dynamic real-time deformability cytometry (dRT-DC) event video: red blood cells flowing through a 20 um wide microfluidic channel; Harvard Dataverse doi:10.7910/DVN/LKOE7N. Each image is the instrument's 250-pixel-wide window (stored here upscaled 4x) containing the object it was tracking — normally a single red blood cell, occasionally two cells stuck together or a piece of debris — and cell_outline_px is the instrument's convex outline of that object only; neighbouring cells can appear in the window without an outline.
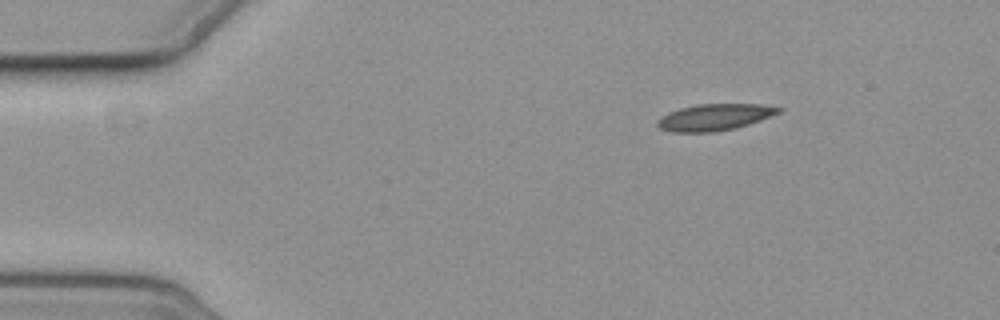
{"species": "common noctule bat (a hibernating species)", "species_latin": "Nyctalus noctula", "temperature_condition": "cold", "stored_images_in_passage": 12, "camera_frame_rate_fps": 3000, "um_per_image_px": 0.085, "animal": {"sex": "female", "body_mass_g": 19.3, "forearm_length_mm": 54.1}, "frame": {"image": 1, "passage_image": 1, "time_ms": 0.0, "image_size_px": [1000, 320], "cell_outline_px": [[784, 112], [736, 128], [712, 132], [672, 132], [660, 128], [656, 124], [668, 112], [680, 108], [696, 104], [760, 104], [784, 108]], "centroid_in_image_um": [60.81, 9.95], "position_along_channel_um": 24.2, "area_um2": 18.73}}
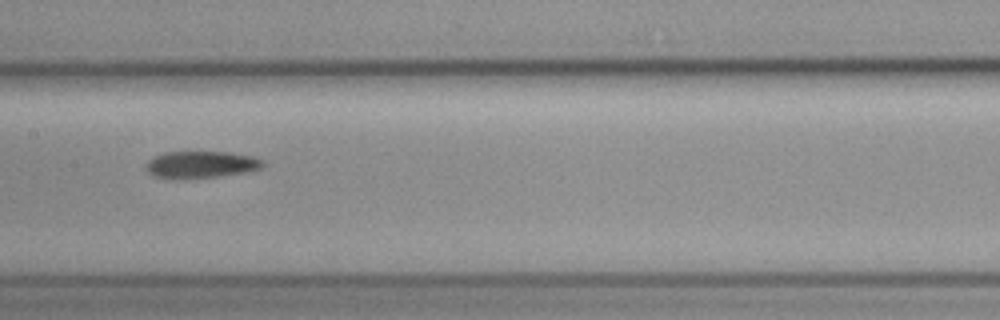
{"frame": {"image": 2, "passage_image": 6, "time_ms": 6.667, "image_size_px": [1000, 320], "cell_outline_px": [[264, 164], [260, 168], [244, 172], [216, 176], [180, 180], [152, 176], [148, 172], [148, 160], [152, 156], [164, 152], [228, 152], [252, 156], [264, 160]], "centroid_in_image_um": [17.04, 13.99], "position_along_channel_um": 190.4, "area_um2": 18.38}}
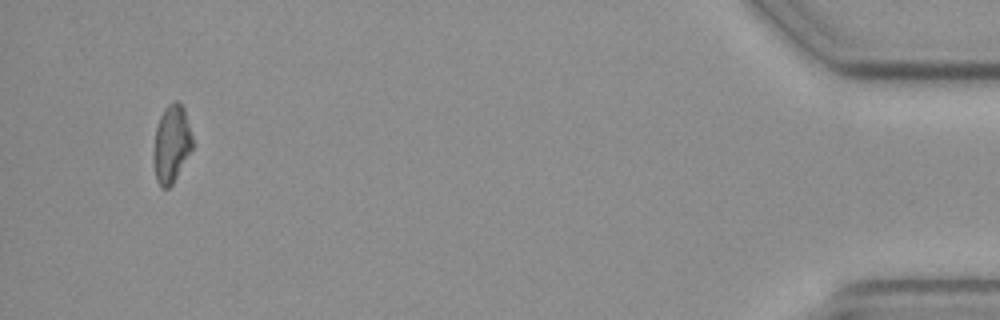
{"frame": {"image": 3, "passage_image": 12, "time_ms": 15.333, "image_size_px": [1000, 320], "cell_outline_px": [[192, 148], [172, 184], [168, 188], [160, 188], [156, 180], [152, 156], [156, 128], [160, 116], [164, 108], [168, 104], [176, 100], [184, 108], [192, 136]], "centroid_in_image_um": [14.54, 12.24], "position_along_channel_um": 420.7, "area_um2": 17.51}, "authors_computed_cell_mechanics": {"area_um2": 18.3515, "velocity_mm_per_s": 3.6421, "shape_relaxation_time_tau1_ms": 7.7554, "shape_relaxation_time_tau2_ms": 10.5429, "deformation_change_tau1": 0.1485, "deformation_change_tau2": 0.1276}}